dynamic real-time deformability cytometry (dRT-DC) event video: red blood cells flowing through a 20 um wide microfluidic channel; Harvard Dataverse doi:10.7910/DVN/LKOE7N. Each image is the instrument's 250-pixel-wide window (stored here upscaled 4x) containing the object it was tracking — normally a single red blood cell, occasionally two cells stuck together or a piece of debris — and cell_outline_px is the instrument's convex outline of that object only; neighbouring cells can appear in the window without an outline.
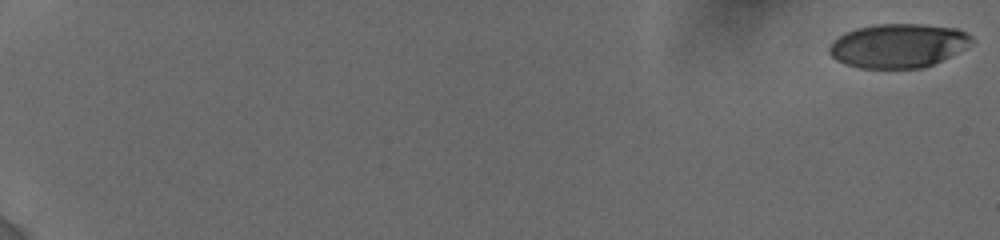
{"species": "human", "species_latin": "Homo sapiens", "temperature_condition": "cold", "stored_images_in_passage": 12, "camera_frame_rate_fps": 3000, "um_per_image_px": 0.085, "donor": {"sex": "female"}, "frame": {"image": 1, "passage_image": 1, "time_ms": 0.0, "image_size_px": [1000, 240], "cell_outline_px": [[976, 40], [968, 48], [924, 68], [860, 68], [844, 64], [836, 60], [828, 52], [828, 48], [844, 32], [856, 28], [876, 24], [924, 24], [956, 28], [972, 36]], "centroid_in_image_um": [76.39, 3.88], "position_along_channel_um": 8.6, "area_um2": 36.76}}
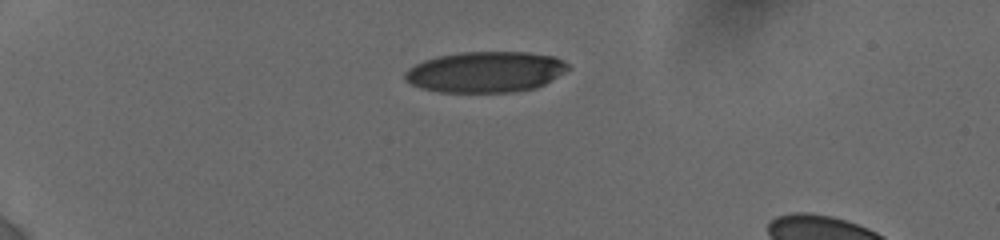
{"frame": {"image": 2, "passage_image": 7, "time_ms": 5.333, "image_size_px": [1000, 240], "cell_outline_px": [[568, 68], [564, 72], [544, 84], [536, 88], [516, 92], [440, 92], [420, 88], [404, 80], [404, 72], [408, 68], [424, 60], [436, 56], [460, 52], [528, 52], [556, 56], [564, 60], [568, 64]], "centroid_in_image_um": [41.25, 6.11], "position_along_channel_um": 43.7, "area_um2": 39.07}}
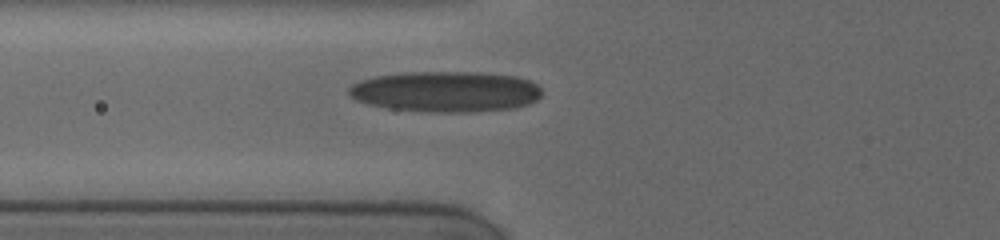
{"frame": {"image": 3, "passage_image": 12, "time_ms": 8.0, "image_size_px": [1000, 240], "cell_outline_px": [[540, 96], [536, 100], [528, 104], [512, 108], [468, 112], [452, 112], [388, 108], [356, 100], [348, 92], [348, 88], [352, 84], [360, 80], [376, 76], [400, 72], [476, 72], [516, 76], [528, 80], [536, 84], [540, 88]], "centroid_in_image_um": [37.89, 7.77], "position_along_channel_um": 87.9, "area_um2": 45.37}}